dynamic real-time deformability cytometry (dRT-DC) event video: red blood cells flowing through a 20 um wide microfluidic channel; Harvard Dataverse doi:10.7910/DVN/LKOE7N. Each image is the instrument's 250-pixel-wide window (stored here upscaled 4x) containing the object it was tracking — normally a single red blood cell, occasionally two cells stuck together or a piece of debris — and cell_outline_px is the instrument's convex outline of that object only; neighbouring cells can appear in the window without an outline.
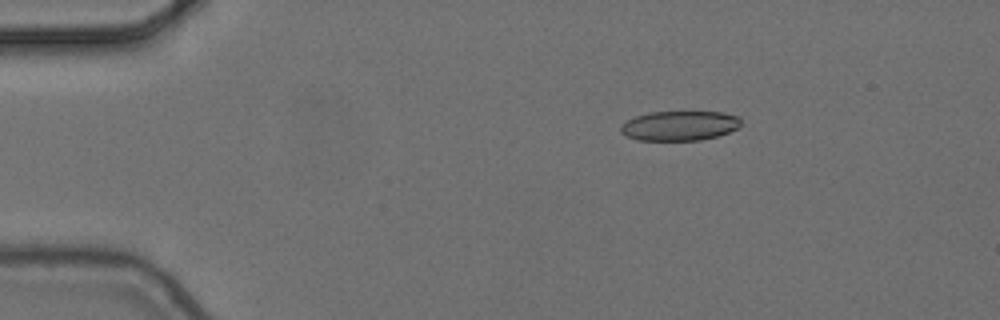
{"species": "common noctule bat (a hibernating species)", "species_latin": "Nyctalus noctula", "temperature_condition": "cold", "stored_images_in_passage": 4, "camera_frame_rate_fps": 3000, "um_per_image_px": 0.085, "animal": {"sex": "female", "body_mass_g": 24.6, "forearm_length_mm": 56.2}, "frame": {"image": 1, "passage_image": 2, "time_ms": 0.333, "image_size_px": [1000, 320], "cell_outline_px": [[740, 124], [736, 128], [728, 132], [716, 136], [700, 140], [636, 140], [624, 136], [620, 132], [620, 124], [636, 116], [648, 112], [724, 112], [740, 116]], "centroid_in_image_um": [57.72, 10.68], "position_along_channel_um": 27.3, "area_um2": 20.87}}